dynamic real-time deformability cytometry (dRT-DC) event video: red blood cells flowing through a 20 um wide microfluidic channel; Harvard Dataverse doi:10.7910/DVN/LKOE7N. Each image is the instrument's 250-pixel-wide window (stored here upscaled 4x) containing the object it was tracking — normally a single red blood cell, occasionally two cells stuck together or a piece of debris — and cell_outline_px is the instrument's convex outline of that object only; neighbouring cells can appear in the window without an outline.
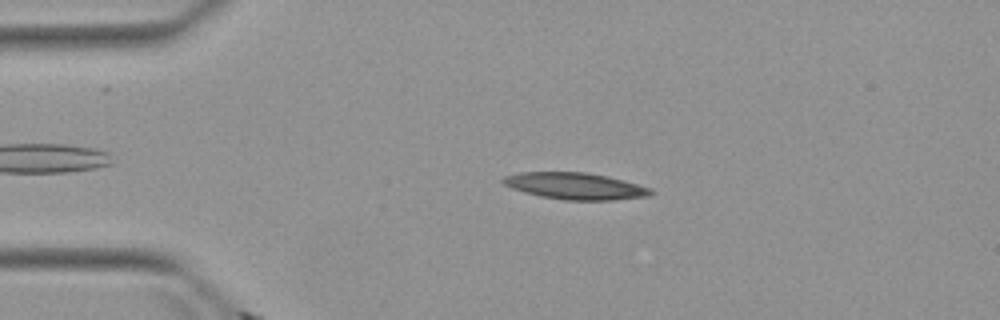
{"species": "Egyptian fruit bat (a non-hibernating species)", "species_latin": "Rousettus aegyptiacus", "temperature_condition": "warm", "stored_images_in_passage": 5, "camera_frame_rate_fps": 3000, "um_per_image_px": 0.085, "animal": {"sex": "female"}, "frame": {"image": 1, "passage_image": 3, "time_ms": 3.0, "image_size_px": [1000, 320], "cell_outline_px": [[652, 192], [648, 196], [616, 200], [564, 200], [540, 196], [524, 192], [512, 188], [504, 184], [500, 180], [504, 176], [520, 172], [588, 172], [608, 176], [624, 180], [652, 188]], "centroid_in_image_um": [48.89, 15.81], "position_along_channel_um": 36.1, "area_um2": 23.06}}